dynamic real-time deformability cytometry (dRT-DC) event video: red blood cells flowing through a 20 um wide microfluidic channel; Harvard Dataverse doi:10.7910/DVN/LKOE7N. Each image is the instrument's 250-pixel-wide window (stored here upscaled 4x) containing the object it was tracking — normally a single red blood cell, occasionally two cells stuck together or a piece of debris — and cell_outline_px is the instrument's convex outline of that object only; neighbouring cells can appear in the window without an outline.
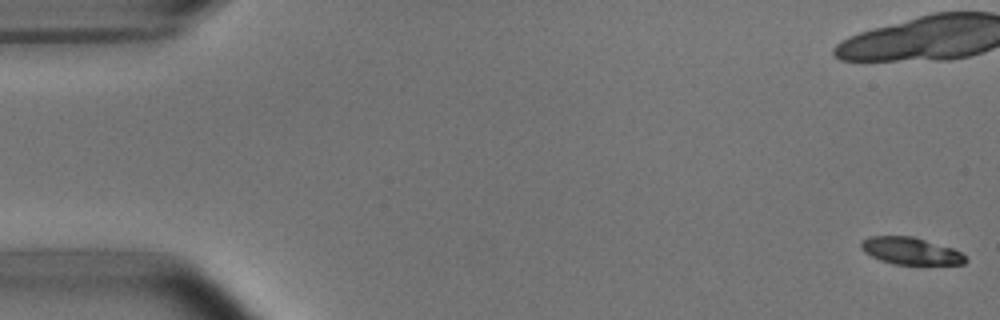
{"species": "common noctule bat (a hibernating species)", "species_latin": "Nyctalus noctula", "temperature_condition": "room temperature", "stored_images_in_passage": 17, "camera_frame_rate_fps": 3000, "um_per_image_px": 0.085, "animal": {"sex": "male", "body_mass_g": 15.6}, "frame": {"image": 1, "passage_image": 1, "time_ms": 0.0, "image_size_px": [1000, 320], "cell_outline_px": [[968, 260], [964, 264], [892, 264], [880, 260], [864, 252], [860, 248], [860, 240], [868, 236], [912, 236], [952, 248], [960, 252]], "centroid_in_image_um": [77.35, 21.32], "position_along_channel_um": 7.6, "area_um2": 16.47}}